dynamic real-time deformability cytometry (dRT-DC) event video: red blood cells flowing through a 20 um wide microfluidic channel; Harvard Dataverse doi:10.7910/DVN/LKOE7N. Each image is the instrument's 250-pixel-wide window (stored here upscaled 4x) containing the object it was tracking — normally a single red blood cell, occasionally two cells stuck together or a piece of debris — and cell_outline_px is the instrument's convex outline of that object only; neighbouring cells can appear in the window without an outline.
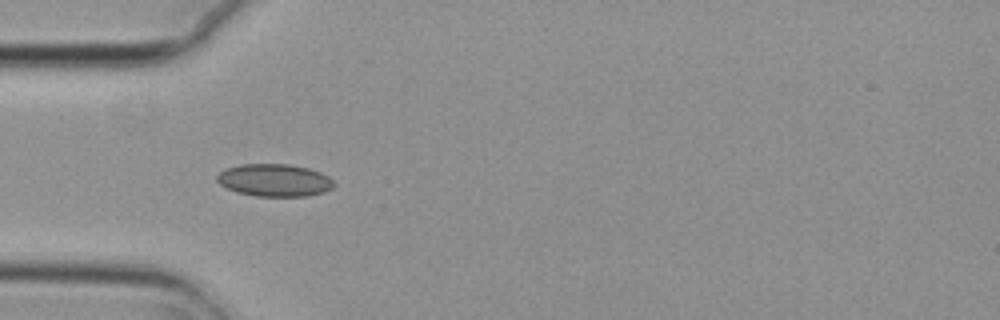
{"species": "common noctule bat (a hibernating species)", "species_latin": "Nyctalus noctula", "temperature_condition": "cold", "stored_images_in_passage": 9, "camera_frame_rate_fps": 3000, "um_per_image_px": 0.085, "animal": {"sex": "female", "body_mass_g": 29.2, "forearm_length_mm": 56.3}, "frame": {"image": 1, "passage_image": 3, "time_ms": 0.667, "image_size_px": [1000, 320], "cell_outline_px": [[336, 184], [332, 188], [324, 192], [308, 196], [256, 196], [236, 192], [220, 184], [216, 180], [216, 176], [220, 172], [228, 168], [240, 164], [288, 164], [308, 168], [320, 172], [328, 176]], "centroid_in_image_um": [23.34, 15.32], "position_along_channel_um": 61.7, "area_um2": 22.14}}
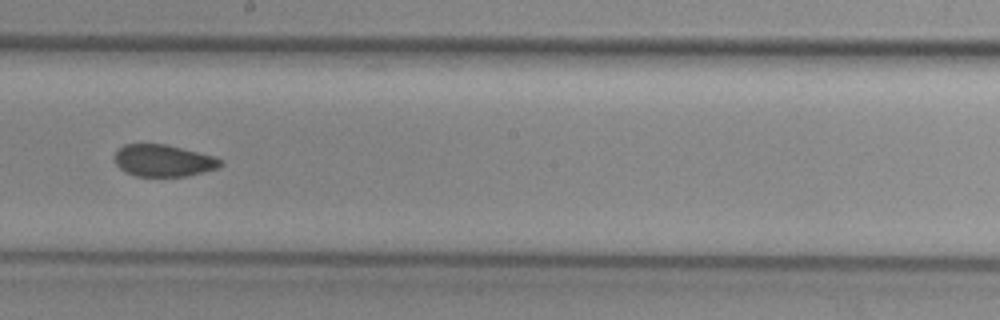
{"frame": {"image": 2, "passage_image": 7, "time_ms": 2.0, "image_size_px": [1000, 320], "cell_outline_px": [[224, 164], [216, 168], [188, 176], [136, 176], [124, 172], [116, 164], [112, 156], [124, 144], [164, 144], [212, 156], [220, 160]], "centroid_in_image_um": [13.82, 13.66], "position_along_channel_um": 234.4, "area_um2": 19.48}}
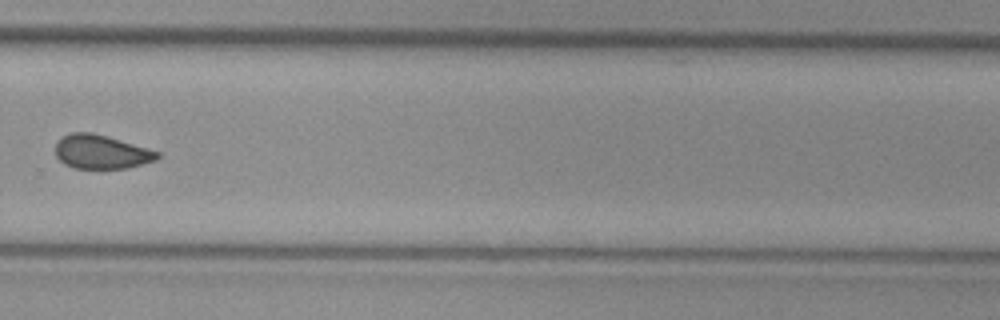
{"frame": {"image": 3, "passage_image": 9, "time_ms": 2.667, "image_size_px": [1000, 320], "cell_outline_px": [[160, 156], [156, 160], [128, 168], [72, 168], [64, 164], [56, 156], [56, 140], [72, 132], [92, 132], [108, 136], [160, 152]], "centroid_in_image_um": [8.59, 12.9], "position_along_channel_um": 321.2, "area_um2": 20.17}}